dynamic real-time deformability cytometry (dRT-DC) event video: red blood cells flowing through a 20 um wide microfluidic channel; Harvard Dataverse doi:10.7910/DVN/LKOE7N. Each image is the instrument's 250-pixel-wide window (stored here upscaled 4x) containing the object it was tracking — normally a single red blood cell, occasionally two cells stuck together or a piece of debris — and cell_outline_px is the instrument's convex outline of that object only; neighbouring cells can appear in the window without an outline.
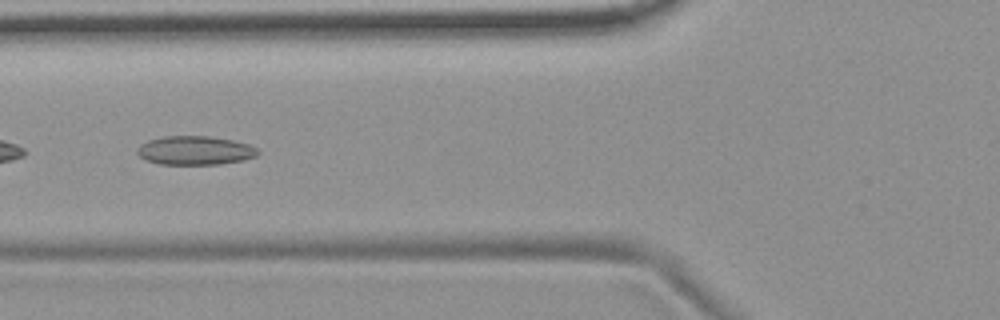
{"species": "common noctule bat (a hibernating species)", "species_latin": "Nyctalus noctula", "temperature_condition": "room temperature", "stored_images_in_passage": 46, "camera_frame_rate_fps": 3000, "um_per_image_px": 0.085, "animal": {"sex": "female", "body_mass_g": 19.9}, "frame": {"image": 1, "passage_image": 20, "time_ms": 6.333, "image_size_px": [1000, 320], "cell_outline_px": [[260, 152], [256, 156], [244, 160], [220, 164], [160, 164], [144, 160], [136, 152], [136, 148], [140, 144], [148, 140], [164, 136], [208, 136], [232, 140], [248, 144], [256, 148]], "centroid_in_image_um": [16.55, 12.79], "position_along_channel_um": 109.3, "area_um2": 20.35}, "authors_computed_cell_mechanics": {"area_um2": 19.9988, "velocity_mm_per_s": 3.7147, "shape_relaxation_time_tau1_ms": null, "shape_relaxation_time_tau2_ms": 3.4213, "deformation_change_tau1": null, "deformation_change_tau2": 0.1037}}